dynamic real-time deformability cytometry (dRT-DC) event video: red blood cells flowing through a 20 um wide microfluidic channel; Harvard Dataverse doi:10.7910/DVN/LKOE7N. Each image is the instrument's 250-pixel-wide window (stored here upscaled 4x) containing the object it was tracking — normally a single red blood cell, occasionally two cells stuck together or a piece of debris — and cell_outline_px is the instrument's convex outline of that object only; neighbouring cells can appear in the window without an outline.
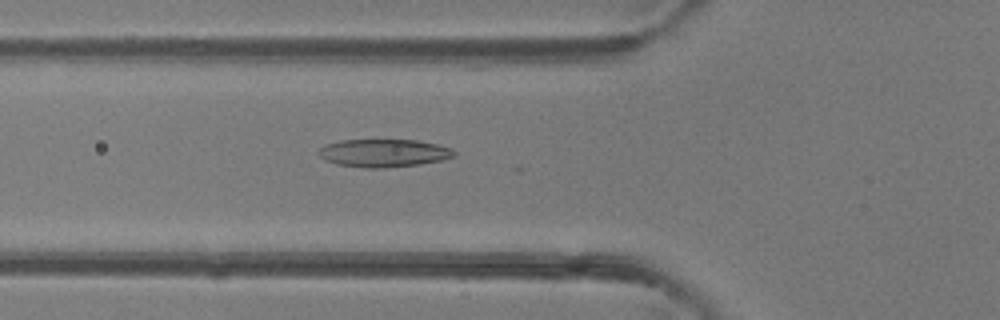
{"species": "common noctule bat (a hibernating species)", "species_latin": "Nyctalus noctula", "temperature_condition": "room temperature", "stored_images_in_passage": 31, "camera_frame_rate_fps": 3000, "um_per_image_px": 0.085, "animal": {"sex": "female"}, "frame": {"image": 1, "passage_image": 17, "time_ms": 5.333, "image_size_px": [1000, 320], "cell_outline_px": [[456, 156], [440, 160], [420, 164], [384, 168], [364, 168], [336, 164], [324, 160], [320, 156], [320, 148], [324, 144], [340, 140], [416, 140], [436, 144], [452, 148], [456, 152]], "centroid_in_image_um": [32.61, 13.01], "position_along_channel_um": 93.2, "area_um2": 22.08}}
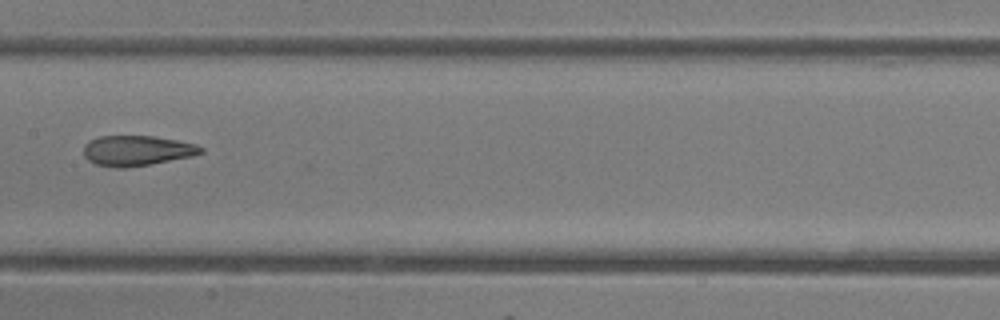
{"frame": {"image": 2, "passage_image": 24, "time_ms": 7.667, "image_size_px": [1000, 320], "cell_outline_px": [[204, 152], [192, 156], [148, 164], [124, 168], [116, 168], [96, 164], [88, 160], [84, 156], [84, 144], [88, 140], [100, 136], [152, 136], [176, 140], [196, 144], [204, 148]], "centroid_in_image_um": [11.61, 12.8], "position_along_channel_um": 195.8, "area_um2": 20.58}}
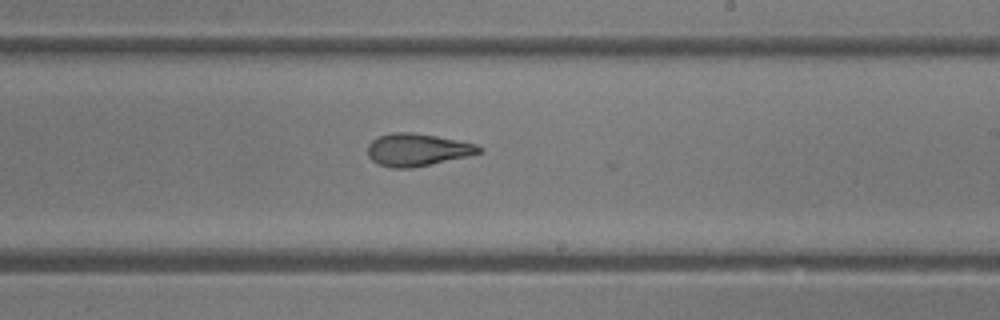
{"frame": {"image": 3, "passage_image": 28, "time_ms": 9.0, "image_size_px": [1000, 320], "cell_outline_px": [[484, 152], [468, 156], [412, 168], [388, 168], [372, 160], [368, 156], [368, 144], [372, 140], [380, 136], [392, 132], [412, 132], [436, 136], [476, 144], [484, 148]], "centroid_in_image_um": [35.48, 12.73], "position_along_channel_um": 253.5, "area_um2": 21.1}}